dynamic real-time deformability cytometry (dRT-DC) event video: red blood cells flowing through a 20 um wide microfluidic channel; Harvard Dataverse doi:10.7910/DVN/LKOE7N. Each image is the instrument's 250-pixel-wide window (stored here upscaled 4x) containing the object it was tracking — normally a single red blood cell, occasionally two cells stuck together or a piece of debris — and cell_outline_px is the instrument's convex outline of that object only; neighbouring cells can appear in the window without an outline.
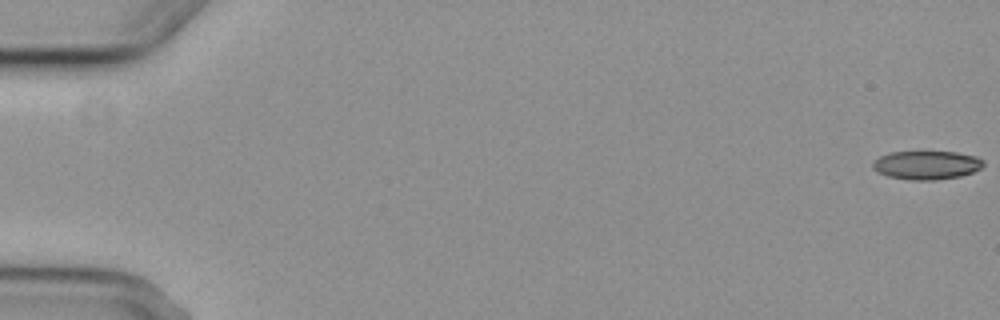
{"species": "common noctule bat (a hibernating species)", "species_latin": "Nyctalus noctula", "temperature_condition": "cold", "stored_images_in_passage": 6, "camera_frame_rate_fps": 3000, "um_per_image_px": 0.085, "animal": {"sex": "female", "body_mass_g": 29.2, "forearm_length_mm": 56.3}, "frame": {"image": 1, "passage_image": 1, "time_ms": 0.0, "image_size_px": [1000, 320], "cell_outline_px": [[984, 164], [980, 168], [972, 172], [960, 176], [936, 180], [912, 180], [888, 176], [872, 168], [872, 160], [888, 152], [956, 152], [976, 156], [984, 160]], "centroid_in_image_um": [78.75, 14.02], "position_along_channel_um": 6.3, "area_um2": 18.44}}
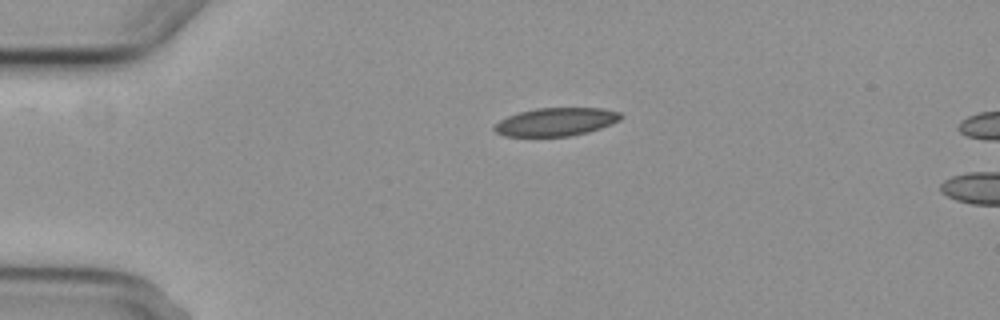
{"frame": {"image": 2, "passage_image": 6, "time_ms": 7.0, "image_size_px": [1000, 320], "cell_outline_px": [[624, 116], [620, 120], [612, 124], [588, 132], [568, 136], [504, 136], [496, 132], [492, 128], [500, 120], [508, 116], [520, 112], [536, 108], [604, 108], [620, 112]], "centroid_in_image_um": [47.29, 10.35], "position_along_channel_um": 37.7, "area_um2": 20.75}}